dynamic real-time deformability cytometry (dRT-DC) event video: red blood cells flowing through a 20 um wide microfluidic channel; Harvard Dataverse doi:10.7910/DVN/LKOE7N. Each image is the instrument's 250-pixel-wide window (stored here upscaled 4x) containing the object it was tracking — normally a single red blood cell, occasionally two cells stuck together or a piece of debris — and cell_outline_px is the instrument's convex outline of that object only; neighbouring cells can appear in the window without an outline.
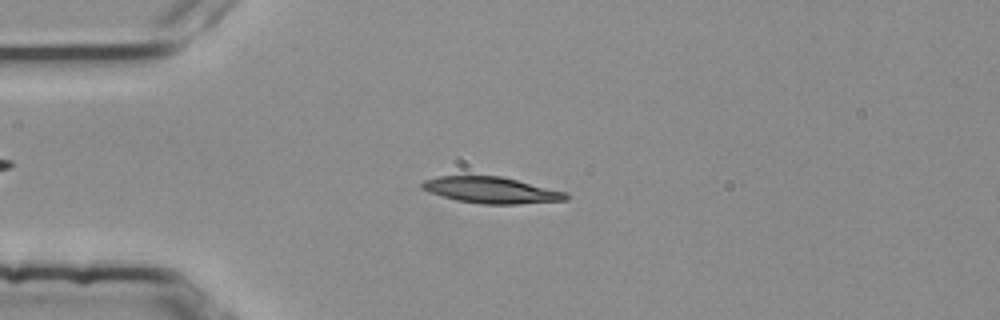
{"species": "common noctule bat (a hibernating species)", "species_latin": "Nyctalus noctula", "temperature_condition": "room temperature", "stored_images_in_passage": 50, "camera_frame_rate_fps": 3000, "um_per_image_px": 0.085, "animal": {"sex": "female", "body_mass_g": 25.1}, "frame": {"image": 1, "passage_image": 14, "time_ms": 4.333, "image_size_px": [1000, 320], "cell_outline_px": [[568, 200], [516, 204], [484, 204], [456, 200], [428, 192], [420, 188], [420, 184], [424, 180], [440, 176], [500, 176], [568, 192]], "centroid_in_image_um": [41.76, 16.16], "position_along_channel_um": 43.2, "area_um2": 22.02}}
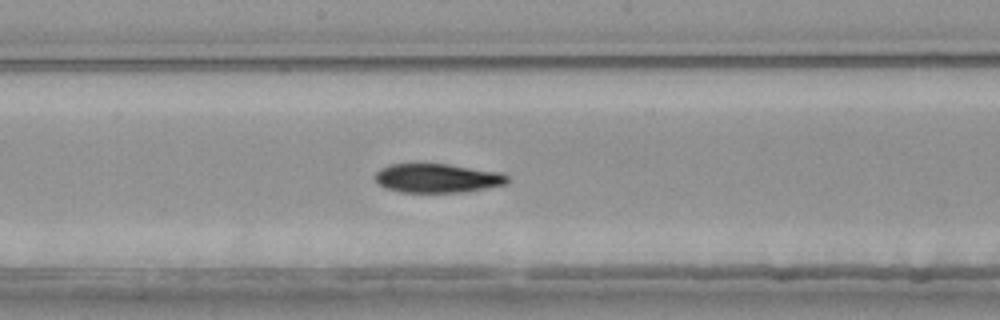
{"frame": {"image": 2, "passage_image": 29, "time_ms": 9.333, "image_size_px": [1000, 320], "cell_outline_px": [[508, 184], [468, 192], [404, 192], [384, 188], [372, 176], [380, 168], [392, 164], [448, 164], [500, 172], [508, 176]], "centroid_in_image_um": [37.19, 15.15], "position_along_channel_um": 211.0, "area_um2": 22.48}}
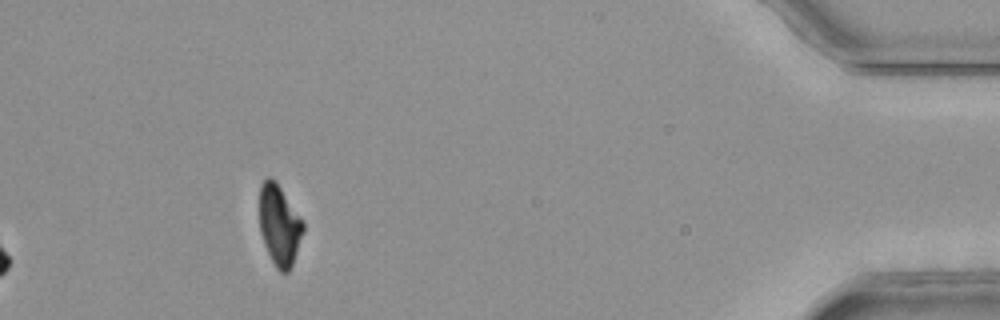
{"frame": {"image": 3, "passage_image": 50, "time_ms": 16.333, "image_size_px": [1000, 320], "cell_outline_px": [[304, 232], [292, 264], [288, 272], [280, 272], [276, 268], [264, 244], [260, 232], [260, 184], [268, 176], [276, 180], [304, 220]], "centroid_in_image_um": [23.76, 19.1], "position_along_channel_um": 411.4, "area_um2": 20.69}, "authors_computed_cell_mechanics": {"area_um2": 22.542, "velocity_mm_per_s": 3.7807, "shape_relaxation_time_tau1_ms": 6.5021, "shape_relaxation_time_tau2_ms": null, "deformation_change_tau1": 0.1733, "deformation_change_tau2": null}}